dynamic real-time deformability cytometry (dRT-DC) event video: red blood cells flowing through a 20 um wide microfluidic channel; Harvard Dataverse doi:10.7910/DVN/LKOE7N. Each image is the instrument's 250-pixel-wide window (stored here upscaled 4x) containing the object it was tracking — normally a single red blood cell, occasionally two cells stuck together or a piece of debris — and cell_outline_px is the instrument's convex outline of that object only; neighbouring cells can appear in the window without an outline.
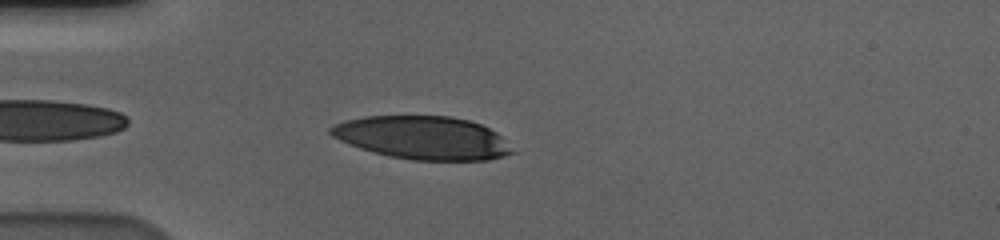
{"species": "human", "species_latin": "Homo sapiens", "temperature_condition": "cold", "stored_images_in_passage": 41, "camera_frame_rate_fps": 3000, "um_per_image_px": 0.085, "donor": {"sex": "male"}, "frame": {"image": 1, "passage_image": 3, "time_ms": 0.667, "image_size_px": [1000, 240], "cell_outline_px": [[516, 152], [504, 156], [488, 160], [412, 160], [388, 156], [372, 152], [348, 144], [332, 136], [328, 132], [328, 128], [336, 124], [348, 120], [364, 116], [452, 116], [468, 120], [480, 124], [496, 132]], "centroid_in_image_um": [35.92, 11.71], "position_along_channel_um": 49.1, "area_um2": 45.6}}
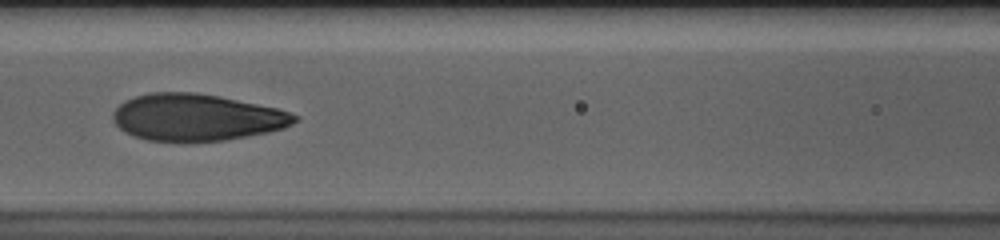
{"frame": {"image": 2, "passage_image": 13, "time_ms": 4.0, "image_size_px": [1000, 240], "cell_outline_px": [[300, 120], [284, 128], [268, 132], [248, 136], [224, 140], [184, 144], [148, 140], [124, 132], [112, 120], [112, 112], [124, 100], [136, 96], [152, 92], [196, 92], [220, 96], [276, 108], [300, 116]], "centroid_in_image_um": [16.7, 10.0], "position_along_channel_um": 149.9, "area_um2": 50.34}}
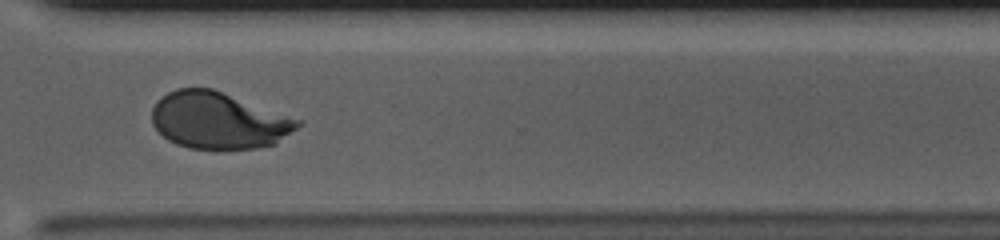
{"frame": {"image": 3, "passage_image": 30, "time_ms": 9.667, "image_size_px": [1000, 240], "cell_outline_px": [[304, 124], [276, 144], [256, 148], [188, 148], [176, 144], [168, 140], [152, 124], [152, 108], [156, 100], [168, 92], [176, 88], [212, 88], [304, 120]], "centroid_in_image_um": [18.62, 10.23], "position_along_channel_um": 352.0, "area_um2": 48.49}, "authors_computed_cell_mechanics": {"area_um2": 48.9566, "velocity_mm_per_s": 3.5854, "shape_relaxation_time_tau1_ms": 4.68, "shape_relaxation_time_tau2_ms": 0.8373, "deformation_change_tau1": 0.2296, "deformation_change_tau2": 0.0644}}